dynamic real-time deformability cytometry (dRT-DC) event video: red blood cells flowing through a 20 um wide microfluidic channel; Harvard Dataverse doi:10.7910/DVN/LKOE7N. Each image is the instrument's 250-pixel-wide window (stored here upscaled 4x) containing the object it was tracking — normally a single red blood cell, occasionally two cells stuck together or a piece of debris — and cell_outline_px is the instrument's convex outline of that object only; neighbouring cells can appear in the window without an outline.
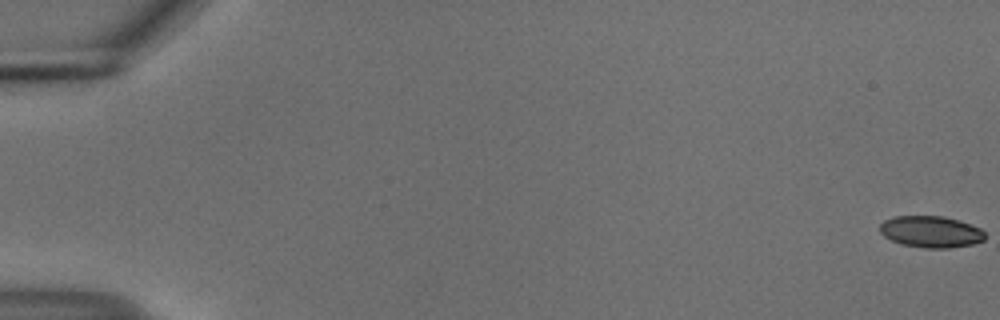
{"species": "common noctule bat (a hibernating species)", "species_latin": "Nyctalus noctula", "temperature_condition": "cold", "stored_images_in_passage": 22, "camera_frame_rate_fps": 3000, "um_per_image_px": 0.085, "animal": {"sex": "male", "body_mass_g": 18.8}, "frame": {"image": 1, "passage_image": 1, "time_ms": 0.0, "image_size_px": [1000, 320], "cell_outline_px": [[984, 240], [972, 244], [948, 248], [924, 248], [900, 244], [884, 236], [880, 232], [880, 224], [884, 220], [892, 216], [944, 216], [960, 220], [980, 228], [984, 232]], "centroid_in_image_um": [79.11, 19.69], "position_along_channel_um": 5.9, "area_um2": 19.42}}
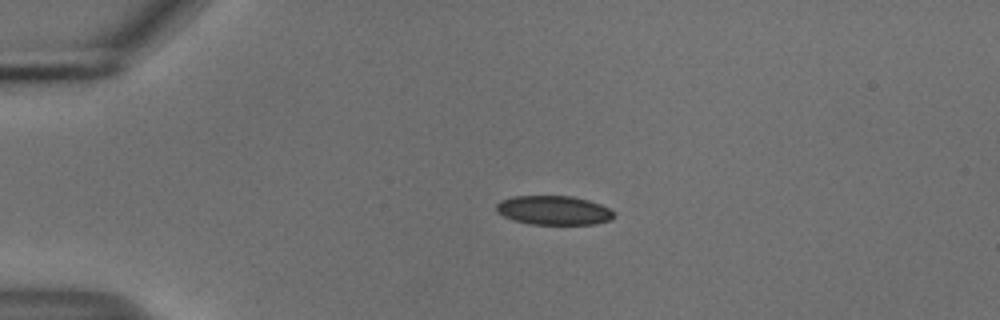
{"frame": {"image": 2, "passage_image": 14, "time_ms": 4.333, "image_size_px": [1000, 320], "cell_outline_px": [[616, 216], [608, 220], [596, 224], [532, 224], [512, 220], [496, 212], [496, 204], [500, 200], [512, 196], [572, 196], [588, 200], [600, 204], [616, 212]], "centroid_in_image_um": [47.06, 17.87], "position_along_channel_um": 37.9, "area_um2": 20.06}}